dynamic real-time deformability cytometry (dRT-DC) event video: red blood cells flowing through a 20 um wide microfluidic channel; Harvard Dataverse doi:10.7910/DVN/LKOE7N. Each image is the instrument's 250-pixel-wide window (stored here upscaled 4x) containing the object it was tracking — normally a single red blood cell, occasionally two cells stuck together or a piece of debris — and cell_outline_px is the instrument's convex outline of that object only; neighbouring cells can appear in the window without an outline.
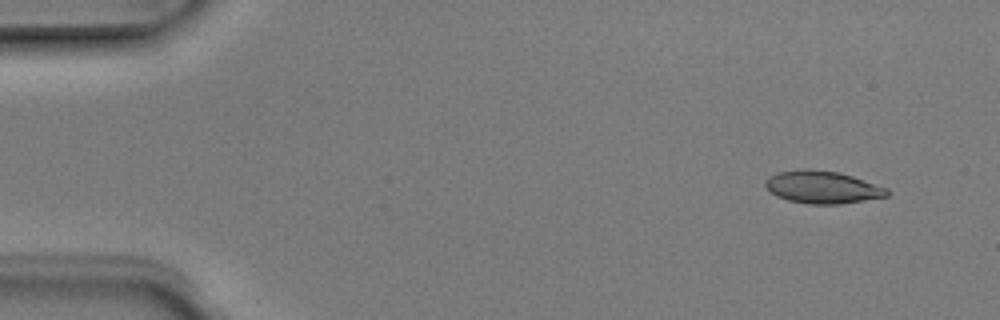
{"species": "Egyptian fruit bat (a non-hibernating species)", "species_latin": "Rousettus aegyptiacus", "temperature_condition": "room temperature", "stored_images_in_passage": 7, "camera_frame_rate_fps": 3000, "um_per_image_px": 0.085, "animal": {"sex": "male"}, "frame": {"image": 1, "passage_image": 2, "time_ms": 0.333, "image_size_px": [1000, 320], "cell_outline_px": [[892, 192], [888, 196], [840, 204], [808, 204], [788, 200], [776, 196], [764, 184], [768, 176], [776, 172], [800, 168], [808, 168], [840, 172], [888, 188]], "centroid_in_image_um": [69.91, 15.89], "position_along_channel_um": 15.1, "area_um2": 23.29}}
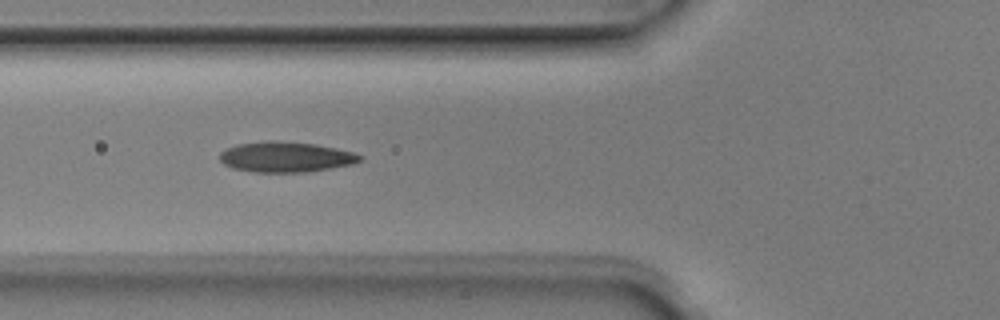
{"frame": {"image": 2, "passage_image": 5, "time_ms": 1.333, "image_size_px": [1000, 320], "cell_outline_px": [[364, 156], [360, 160], [352, 164], [308, 172], [252, 172], [232, 168], [224, 164], [220, 160], [220, 152], [224, 148], [236, 144], [268, 140], [276, 140], [316, 144], [336, 148], [352, 152]], "centroid_in_image_um": [24.25, 13.33], "position_along_channel_um": 101.6, "area_um2": 25.03}}
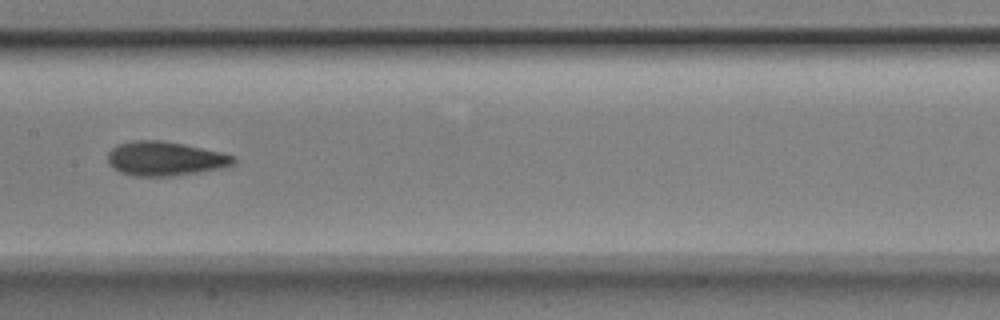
{"frame": {"image": 3, "passage_image": 7, "time_ms": 2.0, "image_size_px": [1000, 320], "cell_outline_px": [[236, 160], [232, 164], [220, 168], [196, 172], [168, 176], [132, 176], [120, 172], [108, 164], [108, 152], [116, 144], [132, 140], [160, 140], [184, 144], [220, 152], [236, 156]], "centroid_in_image_um": [13.98, 13.47], "position_along_channel_um": 193.4, "area_um2": 24.97}}